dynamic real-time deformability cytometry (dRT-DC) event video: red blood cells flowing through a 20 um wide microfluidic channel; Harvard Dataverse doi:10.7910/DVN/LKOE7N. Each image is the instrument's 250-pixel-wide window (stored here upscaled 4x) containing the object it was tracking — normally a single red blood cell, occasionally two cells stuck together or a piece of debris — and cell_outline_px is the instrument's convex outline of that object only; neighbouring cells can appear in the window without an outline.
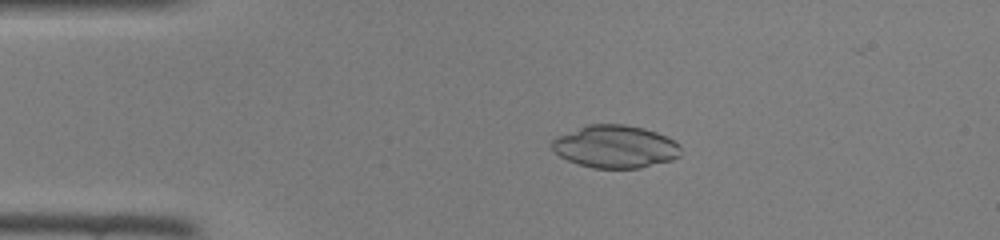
{"species": "common noctule bat (a hibernating species)", "species_latin": "Nyctalus noctula", "temperature_condition": "room temperature", "stored_images_in_passage": 17, "camera_frame_rate_fps": 3000, "um_per_image_px": 0.085, "animal": {"sex": "female", "body_mass_g": 22.0, "forearm_length_mm": 56.7}, "frame": {"image": 1, "passage_image": 6, "time_ms": 1.667, "image_size_px": [1000, 240], "cell_outline_px": [[680, 156], [672, 160], [640, 168], [592, 168], [568, 160], [560, 156], [552, 148], [552, 140], [556, 136], [588, 124], [624, 124], [644, 128], [656, 132], [680, 144]], "centroid_in_image_um": [52.3, 12.46], "position_along_channel_um": 32.7, "area_um2": 31.96}}
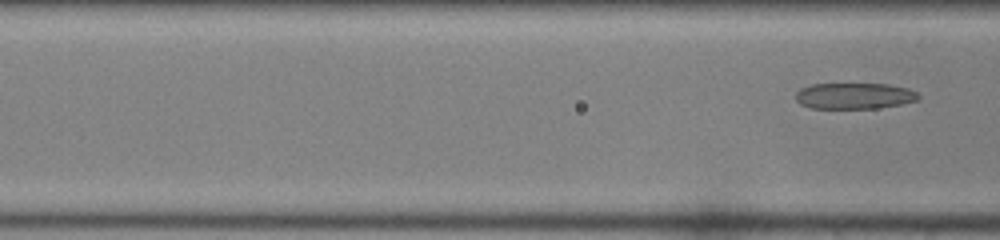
{"frame": {"image": 2, "passage_image": 17, "time_ms": 5.333, "image_size_px": [1000, 240], "cell_outline_px": [[920, 96], [916, 100], [900, 104], [876, 108], [812, 108], [800, 104], [796, 100], [796, 92], [800, 88], [812, 84], [888, 84], [908, 88], [916, 92]], "centroid_in_image_um": [72.59, 8.14], "position_along_channel_um": 94.0, "area_um2": 18.55}}